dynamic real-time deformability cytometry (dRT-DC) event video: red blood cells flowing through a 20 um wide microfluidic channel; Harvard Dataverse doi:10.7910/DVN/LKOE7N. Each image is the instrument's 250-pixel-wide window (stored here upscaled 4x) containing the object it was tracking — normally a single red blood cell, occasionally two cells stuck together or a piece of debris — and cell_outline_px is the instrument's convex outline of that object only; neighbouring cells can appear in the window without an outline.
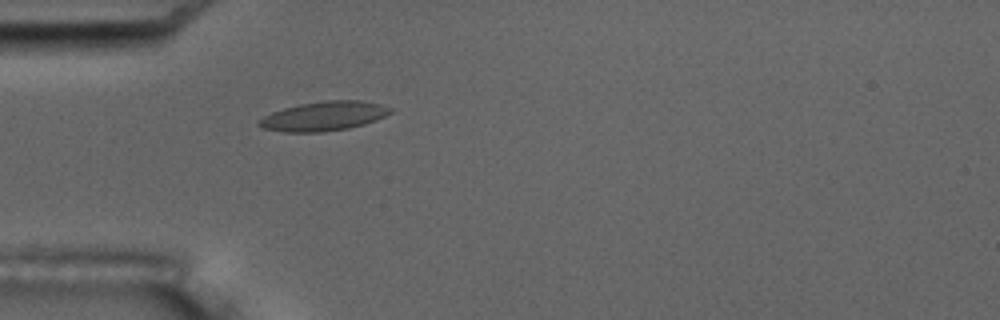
{"species": "common noctule bat (a hibernating species)", "species_latin": "Nyctalus noctula", "temperature_condition": "room temperature", "stored_images_in_passage": 2, "camera_frame_rate_fps": 3000, "um_per_image_px": 0.085, "animal": {"sex": "male", "body_mass_g": 17.5, "forearm_length_mm": 52.3}, "frame": {"image": 1, "passage_image": 2, "time_ms": 1.0, "image_size_px": [1000, 320], "cell_outline_px": [[392, 112], [376, 120], [364, 124], [348, 128], [324, 132], [284, 132], [264, 128], [256, 124], [256, 120], [272, 112], [284, 108], [300, 104], [324, 100], [360, 100], [380, 104], [392, 108]], "centroid_in_image_um": [27.51, 9.87], "position_along_channel_um": 57.5, "area_um2": 22.48}}